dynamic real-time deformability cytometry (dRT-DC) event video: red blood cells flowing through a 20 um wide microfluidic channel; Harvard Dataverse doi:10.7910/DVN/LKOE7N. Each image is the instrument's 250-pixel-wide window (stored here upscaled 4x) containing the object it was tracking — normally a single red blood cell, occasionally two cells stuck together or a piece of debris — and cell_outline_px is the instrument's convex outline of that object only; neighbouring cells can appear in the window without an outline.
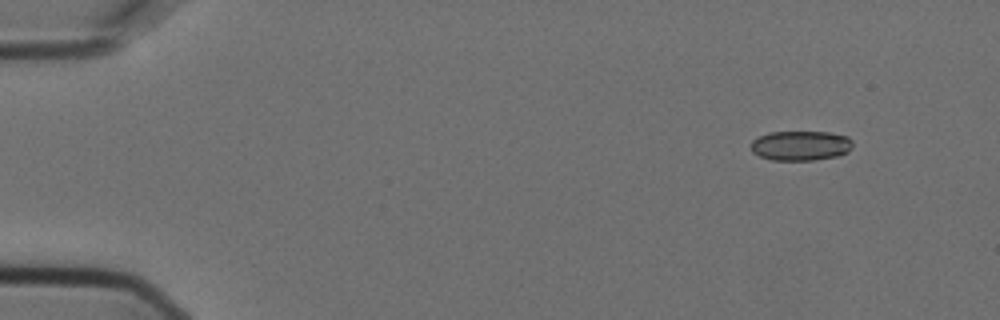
{"species": "Egyptian fruit bat (a non-hibernating species)", "species_latin": "Rousettus aegyptiacus", "temperature_condition": "cold", "stored_images_in_passage": 5, "camera_frame_rate_fps": 3000, "um_per_image_px": 0.085, "animal": {"sex": "female"}, "frame": {"image": 1, "passage_image": 1, "time_ms": 0.0, "image_size_px": [1000, 320], "cell_outline_px": [[852, 148], [848, 152], [836, 156], [812, 160], [772, 160], [760, 156], [752, 152], [752, 140], [768, 132], [828, 132], [848, 136], [852, 140]], "centroid_in_image_um": [68.07, 12.37], "position_along_channel_um": 16.9, "area_um2": 17.63}}
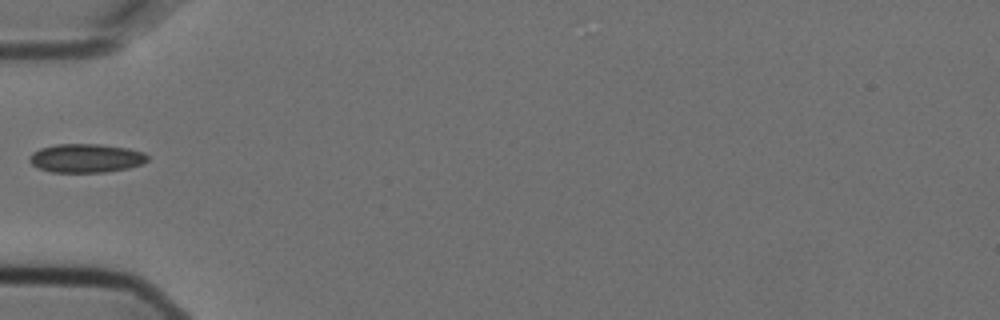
{"frame": {"image": 2, "passage_image": 4, "time_ms": 1.0, "image_size_px": [1000, 320], "cell_outline_px": [[148, 160], [144, 164], [128, 168], [104, 172], [52, 172], [36, 168], [28, 160], [28, 156], [32, 152], [40, 148], [56, 144], [100, 144], [128, 148], [144, 152], [148, 156]], "centroid_in_image_um": [7.3, 13.44], "position_along_channel_um": 77.7, "area_um2": 20.0}}
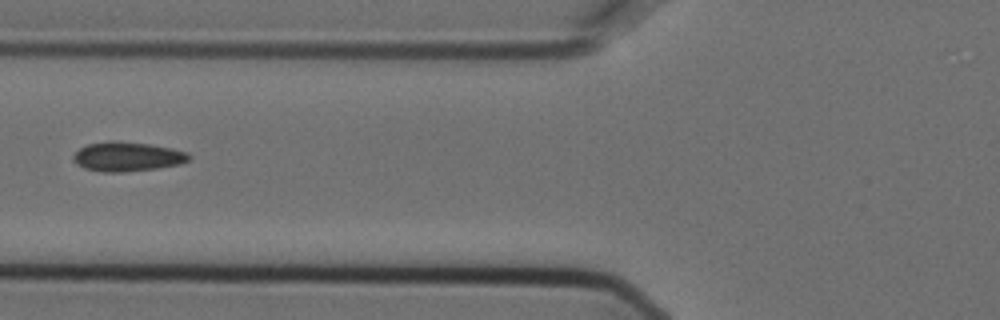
{"frame": {"image": 3, "passage_image": 5, "time_ms": 1.333, "image_size_px": [1000, 320], "cell_outline_px": [[192, 156], [188, 160], [180, 164], [156, 168], [124, 172], [104, 172], [84, 168], [76, 164], [72, 160], [72, 156], [80, 148], [88, 144], [112, 140], [148, 144], [172, 148], [188, 152]], "centroid_in_image_um": [10.81, 13.31], "position_along_channel_um": 115.0, "area_um2": 19.83}}